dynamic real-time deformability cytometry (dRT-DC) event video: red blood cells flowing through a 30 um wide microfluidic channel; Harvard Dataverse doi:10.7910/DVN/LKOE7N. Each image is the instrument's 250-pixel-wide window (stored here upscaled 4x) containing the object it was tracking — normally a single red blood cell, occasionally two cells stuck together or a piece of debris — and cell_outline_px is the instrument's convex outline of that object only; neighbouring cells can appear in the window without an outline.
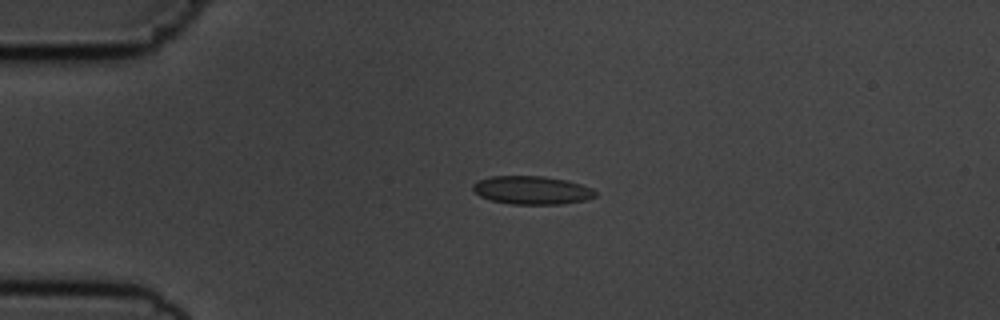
{"species": "common noctule bat (a hibernating species)", "species_latin": "Nyctalus noctula", "temperature_condition": "cold", "stored_images_in_passage": 5, "camera_frame_rate_fps": 3000, "um_per_image_px": 0.085, "animal": {"sex": "male", "body_mass_g": 19.5, "forearm_length_mm": 54.6}, "frame": {"image": 1, "passage_image": 3, "time_ms": 3.0, "image_size_px": [1000, 320], "cell_outline_px": [[596, 196], [584, 200], [560, 204], [512, 204], [492, 200], [480, 196], [472, 188], [472, 184], [480, 180], [492, 176], [544, 176], [568, 180], [592, 188], [596, 192]], "centroid_in_image_um": [45.22, 16.16], "position_along_channel_um": 39.8, "area_um2": 20.06}}
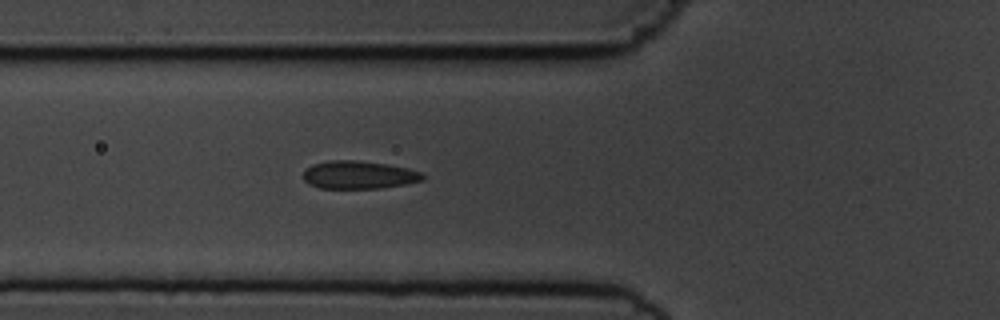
{"frame": {"image": 2, "passage_image": 5, "time_ms": 5.333, "image_size_px": [1000, 320], "cell_outline_px": [[424, 180], [404, 184], [380, 188], [320, 188], [308, 184], [304, 180], [304, 168], [312, 164], [328, 160], [356, 160], [388, 164], [408, 168], [420, 172], [424, 176]], "centroid_in_image_um": [30.46, 14.85], "position_along_channel_um": 95.3, "area_um2": 19.54}}